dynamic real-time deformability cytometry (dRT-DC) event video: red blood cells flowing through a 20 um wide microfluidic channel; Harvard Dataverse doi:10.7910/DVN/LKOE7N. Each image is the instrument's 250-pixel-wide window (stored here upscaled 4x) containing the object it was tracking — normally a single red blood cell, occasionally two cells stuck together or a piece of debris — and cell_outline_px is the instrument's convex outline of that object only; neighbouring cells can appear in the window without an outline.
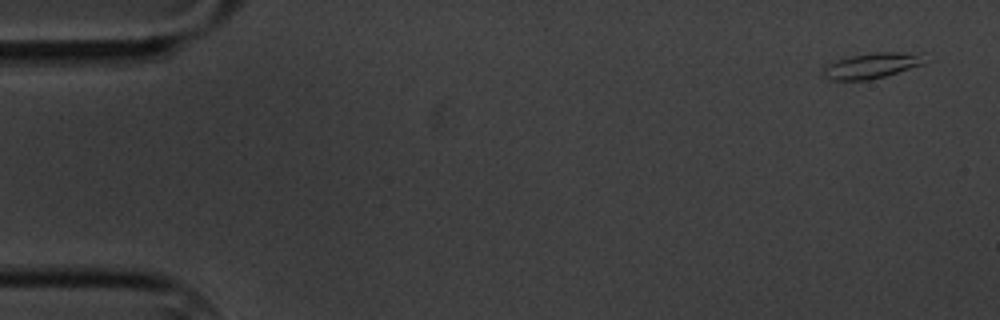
{"species": "common noctule bat (a hibernating species)", "species_latin": "Nyctalus noctula", "temperature_condition": "cold", "stored_images_in_passage": 5, "camera_frame_rate_fps": 3000, "um_per_image_px": 0.085, "animal": {"sex": "male", "body_mass_g": 20.1, "forearm_length_mm": 53.5}, "frame": {"image": 1, "passage_image": 1, "time_ms": 0.0, "image_size_px": [1000, 320], "cell_outline_px": [[932, 60], [924, 64], [884, 76], [868, 80], [828, 80], [820, 76], [824, 64], [836, 60], [852, 56], [876, 52], [924, 52]], "centroid_in_image_um": [74.15, 5.56], "position_along_channel_um": 10.8, "area_um2": 15.72}}
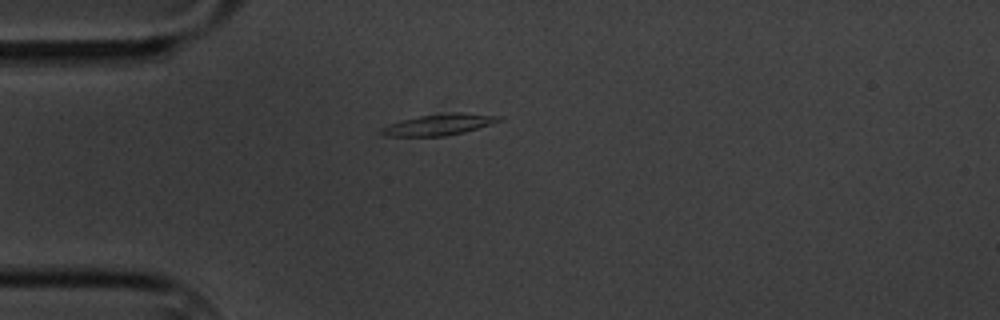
{"frame": {"image": 2, "passage_image": 5, "time_ms": 4.333, "image_size_px": [1000, 320], "cell_outline_px": [[504, 120], [464, 132], [444, 136], [384, 136], [380, 132], [380, 128], [388, 124], [420, 116], [448, 112], [464, 112], [504, 116]], "centroid_in_image_um": [37.37, 10.58], "position_along_channel_um": 47.6, "area_um2": 14.62}}